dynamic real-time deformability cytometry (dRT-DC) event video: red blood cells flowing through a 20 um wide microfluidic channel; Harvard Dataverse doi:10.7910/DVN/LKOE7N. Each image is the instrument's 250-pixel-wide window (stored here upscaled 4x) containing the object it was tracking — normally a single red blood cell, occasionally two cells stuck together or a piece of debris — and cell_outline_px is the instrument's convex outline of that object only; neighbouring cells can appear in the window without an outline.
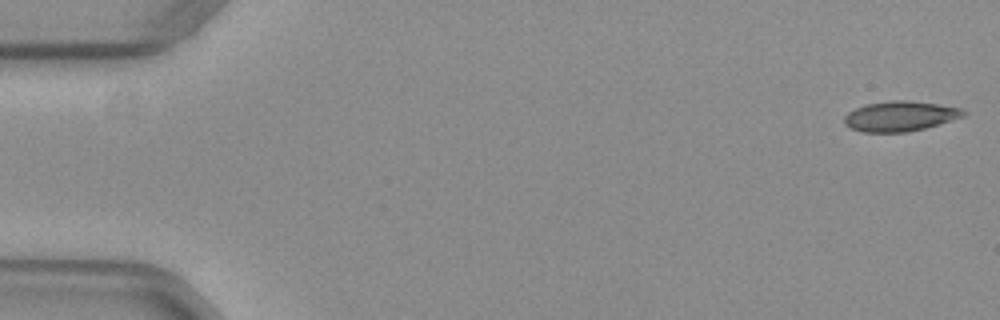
{"species": "common noctule bat (a hibernating species)", "species_latin": "Nyctalus noctula", "temperature_condition": "warm", "stored_images_in_passage": 52, "camera_frame_rate_fps": 3000, "um_per_image_px": 0.085, "animal": {"sex": "female", "body_mass_g": 29.2, "forearm_length_mm": 56.3}, "frame": {"image": 1, "passage_image": 1, "time_ms": 0.0, "image_size_px": [1000, 320], "cell_outline_px": [[968, 112], [964, 116], [924, 128], [908, 132], [860, 132], [844, 124], [844, 116], [848, 112], [856, 108], [868, 104], [892, 100], [908, 100], [936, 104], [960, 108]], "centroid_in_image_um": [76.49, 9.88], "position_along_channel_um": 8.5, "area_um2": 20.69}}
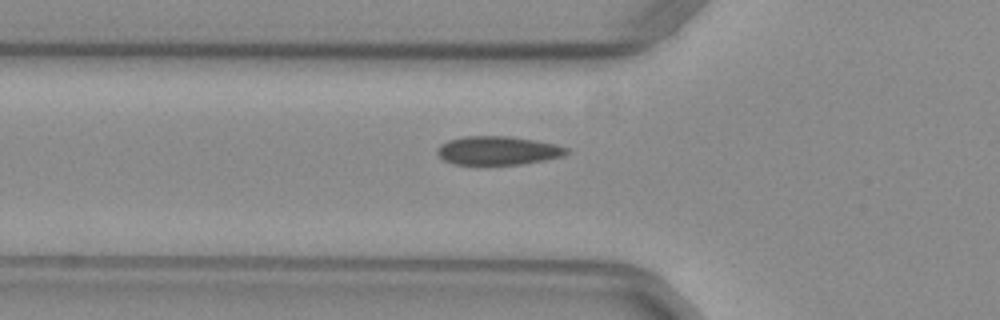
{"frame": {"image": 2, "passage_image": 18, "time_ms": 5.667, "image_size_px": [1000, 320], "cell_outline_px": [[568, 152], [564, 156], [544, 160], [520, 164], [484, 168], [476, 168], [452, 164], [444, 160], [436, 152], [440, 144], [448, 140], [464, 136], [508, 136], [536, 140], [556, 144], [568, 148]], "centroid_in_image_um": [42.26, 12.85], "position_along_channel_um": 83.5, "area_um2": 22.66}}
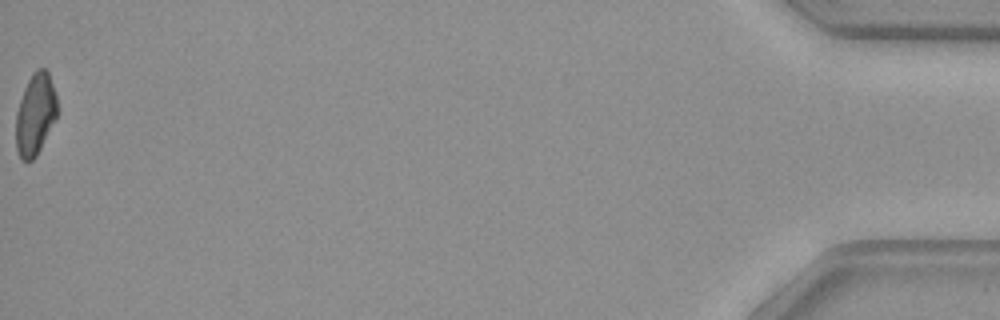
{"frame": {"image": 3, "passage_image": 52, "time_ms": 17.0, "image_size_px": [1000, 320], "cell_outline_px": [[56, 120], [36, 156], [32, 160], [20, 160], [16, 148], [16, 112], [24, 88], [32, 72], [36, 68], [44, 68], [48, 72], [56, 96]], "centroid_in_image_um": [2.99, 9.72], "position_along_channel_um": 432.2, "area_um2": 19.59}, "authors_computed_cell_mechanics": {"area_um2": 21.0392, "velocity_mm_per_s": 3.9941, "shape_relaxation_time_tau1_ms": null, "shape_relaxation_time_tau2_ms": 1.2396, "deformation_change_tau1": null, "deformation_change_tau2": 0.0464}}